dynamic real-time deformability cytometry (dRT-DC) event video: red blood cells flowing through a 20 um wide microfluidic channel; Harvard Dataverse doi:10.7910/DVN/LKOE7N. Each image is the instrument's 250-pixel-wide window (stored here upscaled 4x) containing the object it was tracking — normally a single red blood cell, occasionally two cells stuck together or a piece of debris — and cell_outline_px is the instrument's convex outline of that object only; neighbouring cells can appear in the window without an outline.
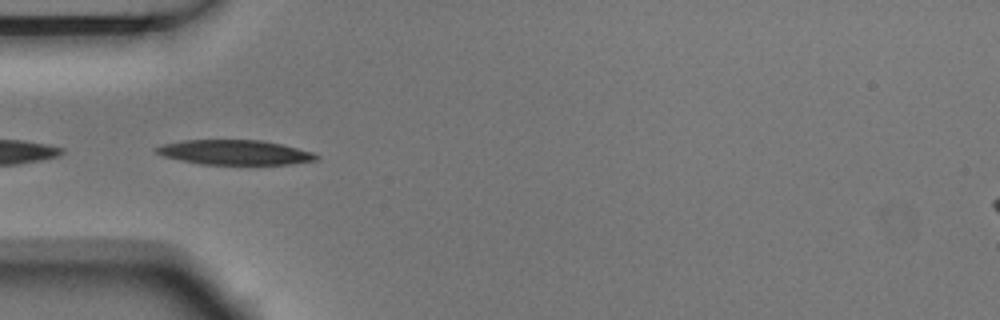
{"species": "Egyptian fruit bat (a non-hibernating species)", "species_latin": "Rousettus aegyptiacus", "temperature_condition": "room temperature", "stored_images_in_passage": 9, "camera_frame_rate_fps": 3000, "um_per_image_px": 0.085, "animal": {"sex": "male"}, "frame": {"image": 1, "passage_image": 4, "time_ms": 1.0, "image_size_px": [1000, 320], "cell_outline_px": [[320, 156], [316, 160], [292, 164], [200, 164], [180, 160], [164, 156], [156, 152], [152, 148], [164, 144], [180, 140], [264, 140], [312, 152]], "centroid_in_image_um": [19.93, 12.95], "position_along_channel_um": 65.1, "area_um2": 23.0}}
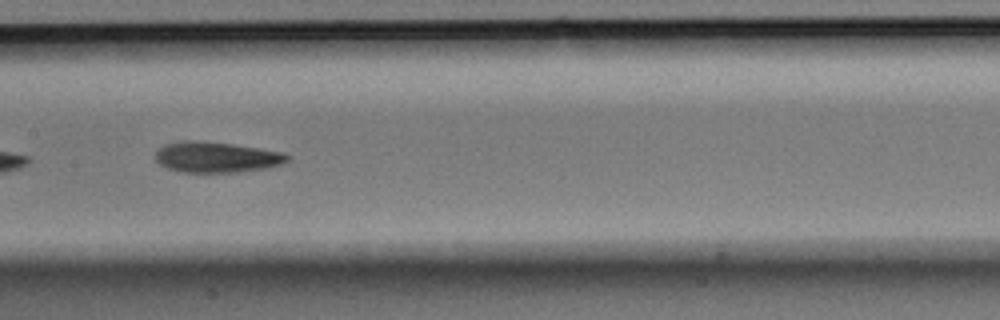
{"frame": {"image": 2, "passage_image": 7, "time_ms": 2.0, "image_size_px": [1000, 320], "cell_outline_px": [[292, 156], [284, 164], [268, 168], [240, 172], [180, 172], [168, 168], [160, 164], [156, 160], [156, 152], [164, 144], [188, 140], [204, 140], [260, 148], [284, 152]], "centroid_in_image_um": [18.46, 13.35], "position_along_channel_um": 188.9, "area_um2": 23.87}}
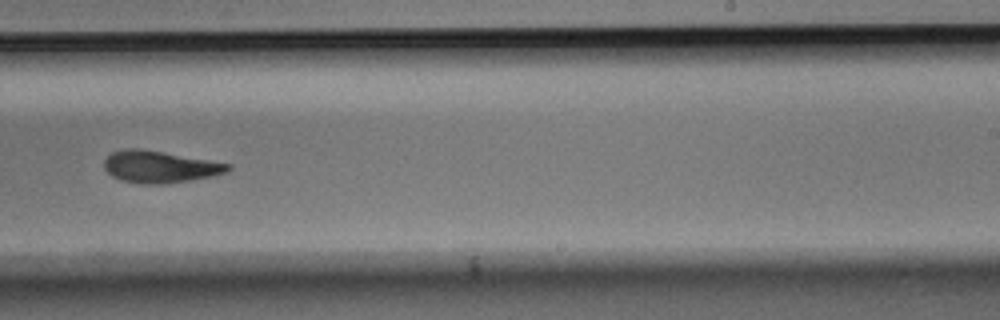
{"frame": {"image": 3, "passage_image": 9, "time_ms": 2.667, "image_size_px": [1000, 320], "cell_outline_px": [[232, 168], [228, 172], [212, 176], [164, 184], [140, 184], [120, 180], [112, 176], [104, 168], [104, 160], [112, 152], [124, 148], [140, 148], [232, 164]], "centroid_in_image_um": [13.57, 14.18], "position_along_channel_um": 275.4, "area_um2": 23.06}}